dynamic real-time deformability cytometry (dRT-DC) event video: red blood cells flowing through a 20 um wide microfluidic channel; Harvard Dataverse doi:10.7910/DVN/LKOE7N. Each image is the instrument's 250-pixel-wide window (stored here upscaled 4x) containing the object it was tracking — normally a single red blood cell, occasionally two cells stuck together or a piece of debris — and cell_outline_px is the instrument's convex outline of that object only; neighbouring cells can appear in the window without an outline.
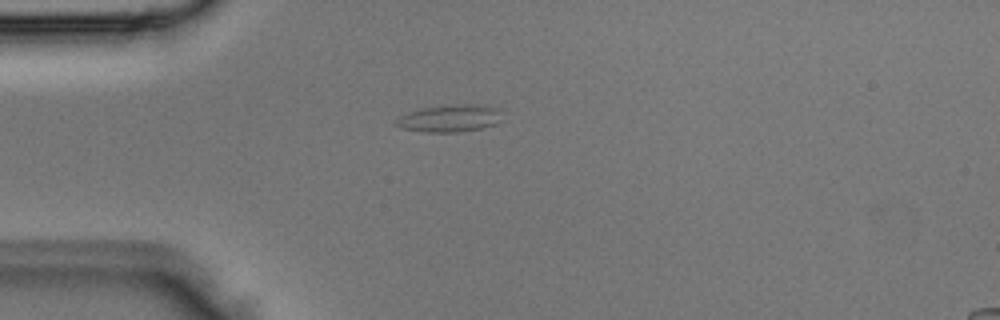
{"species": "Egyptian fruit bat (a non-hibernating species)", "species_latin": "Rousettus aegyptiacus", "temperature_condition": "room temperature", "stored_images_in_passage": 1, "camera_frame_rate_fps": 3000, "um_per_image_px": 0.085, "animal": {"sex": "male"}, "frame": {"image": 1, "passage_image": 1, "time_ms": 0.0, "image_size_px": [1000, 320], "cell_outline_px": [[500, 108], [496, 124], [480, 128], [460, 132], [424, 132], [404, 128], [396, 124], [396, 120], [400, 116], [408, 112], [420, 108], [456, 104], [484, 104]], "centroid_in_image_um": [38.23, 10.04], "position_along_channel_um": 46.8, "area_um2": 16.7}}